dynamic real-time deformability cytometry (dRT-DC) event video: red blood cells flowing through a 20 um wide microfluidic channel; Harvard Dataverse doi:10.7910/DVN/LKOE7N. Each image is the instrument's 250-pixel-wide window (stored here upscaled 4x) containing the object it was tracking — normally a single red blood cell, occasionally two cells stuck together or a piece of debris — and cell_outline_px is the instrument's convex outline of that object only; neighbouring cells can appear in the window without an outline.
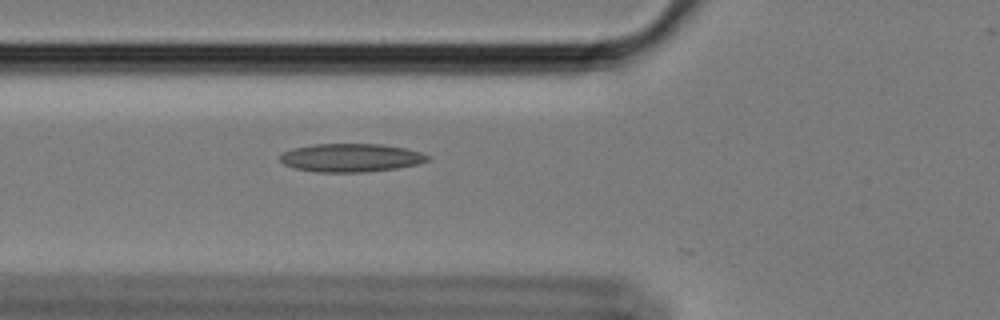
{"species": "Egyptian fruit bat (a non-hibernating species)", "species_latin": "Rousettus aegyptiacus", "temperature_condition": "cold", "stored_images_in_passage": 29, "camera_frame_rate_fps": 3000, "um_per_image_px": 0.085, "animal": {"sex": "female"}, "frame": {"image": 1, "passage_image": 14, "time_ms": 4.333, "image_size_px": [1000, 320], "cell_outline_px": [[428, 160], [416, 164], [396, 168], [360, 172], [316, 172], [292, 168], [284, 164], [280, 160], [280, 152], [292, 148], [312, 144], [380, 144], [404, 148], [420, 152], [428, 156]], "centroid_in_image_um": [29.73, 13.4], "position_along_channel_um": 96.1, "area_um2": 24.28}}
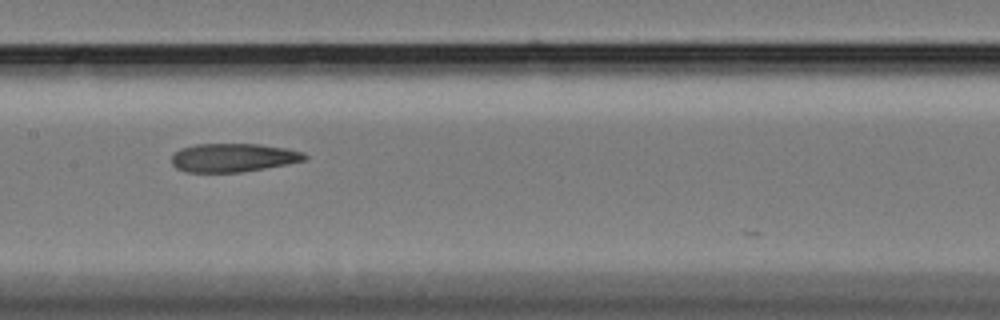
{"frame": {"image": 2, "passage_image": 22, "time_ms": 7.0, "image_size_px": [1000, 320], "cell_outline_px": [[308, 156], [304, 160], [284, 164], [240, 172], [184, 172], [176, 168], [172, 164], [172, 156], [180, 148], [196, 144], [260, 144], [288, 148], [304, 152]], "centroid_in_image_um": [19.8, 13.39], "position_along_channel_um": 187.6, "area_um2": 22.02}}
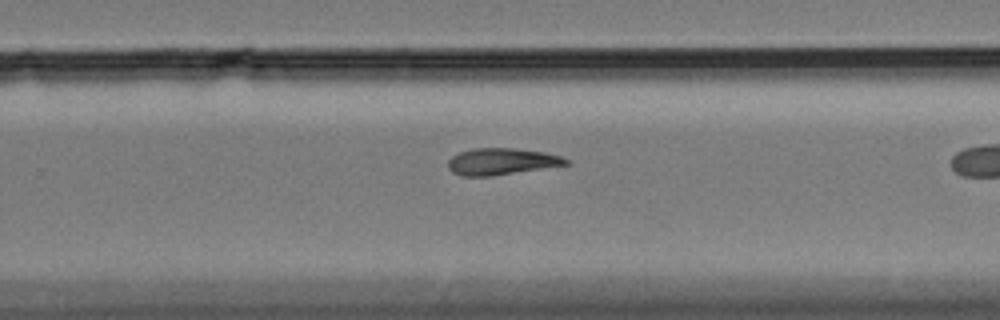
{"frame": {"image": 3, "passage_image": 27, "time_ms": 8.667, "image_size_px": [1000, 320], "cell_outline_px": [[572, 164], [492, 176], [460, 176], [452, 172], [448, 168], [448, 160], [452, 156], [460, 152], [472, 148], [512, 148], [544, 152], [560, 156], [568, 160]], "centroid_in_image_um": [42.62, 13.73], "position_along_channel_um": 287.2, "area_um2": 18.38}}